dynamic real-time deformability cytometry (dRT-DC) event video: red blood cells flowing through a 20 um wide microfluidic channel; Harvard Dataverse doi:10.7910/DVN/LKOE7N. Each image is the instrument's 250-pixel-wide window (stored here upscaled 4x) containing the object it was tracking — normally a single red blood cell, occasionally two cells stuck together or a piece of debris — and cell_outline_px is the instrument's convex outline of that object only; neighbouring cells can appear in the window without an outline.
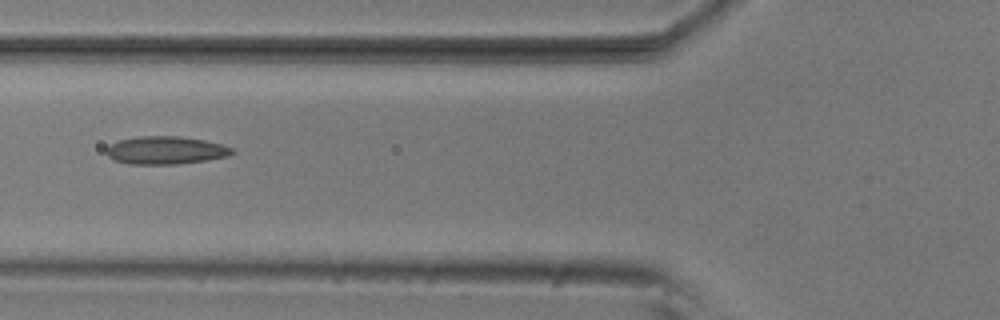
{"species": "common noctule bat (a hibernating species)", "species_latin": "Nyctalus noctula", "temperature_condition": "room temperature", "stored_images_in_passage": 2, "camera_frame_rate_fps": 3000, "um_per_image_px": 0.085, "animal": {"sex": "male", "body_mass_g": 20.5, "forearm_length_mm": 52.5}, "frame": {"image": 1, "passage_image": 2, "time_ms": 0.333, "image_size_px": [1000, 320], "cell_outline_px": [[236, 152], [228, 156], [204, 160], [176, 164], [128, 164], [116, 160], [108, 156], [104, 152], [112, 144], [120, 140], [136, 136], [180, 136], [204, 140], [220, 144], [232, 148]], "centroid_in_image_um": [14.08, 12.77], "position_along_channel_um": 111.7, "area_um2": 20.29}}